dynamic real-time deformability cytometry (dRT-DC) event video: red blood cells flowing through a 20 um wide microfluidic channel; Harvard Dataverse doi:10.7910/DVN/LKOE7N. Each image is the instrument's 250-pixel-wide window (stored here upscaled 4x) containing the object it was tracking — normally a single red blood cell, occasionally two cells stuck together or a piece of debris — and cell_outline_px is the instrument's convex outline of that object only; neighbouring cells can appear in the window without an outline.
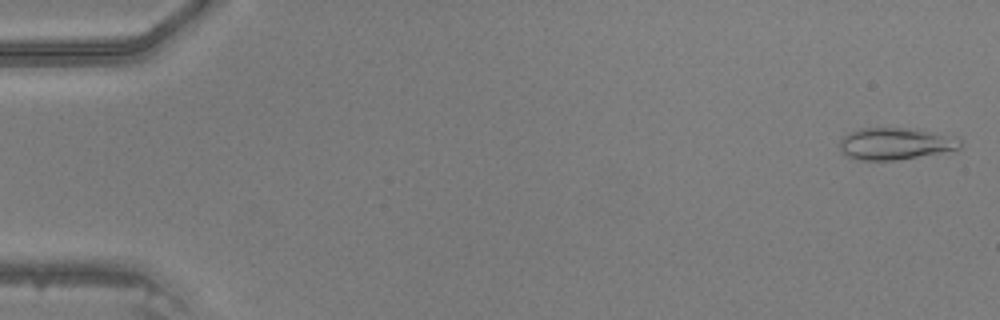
{"species": "common noctule bat (a hibernating species)", "species_latin": "Nyctalus noctula", "temperature_condition": "warm", "stored_images_in_passage": 46, "camera_frame_rate_fps": 3000, "um_per_image_px": 0.085, "animal": {"sex": "male", "body_mass_g": 20.5, "forearm_length_mm": 52.5}, "frame": {"image": 1, "passage_image": 1, "time_ms": 0.0, "image_size_px": [1000, 320], "cell_outline_px": [[960, 148], [896, 160], [860, 160], [848, 156], [840, 152], [840, 140], [844, 136], [860, 128], [908, 128], [928, 132], [960, 140]], "centroid_in_image_um": [75.98, 12.22], "position_along_channel_um": 9.0, "area_um2": 21.56}}
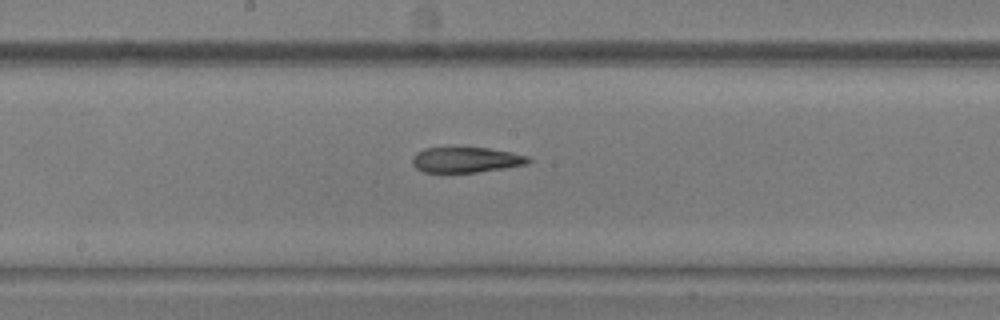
{"frame": {"image": 2, "passage_image": 25, "time_ms": 8.0, "image_size_px": [1000, 320], "cell_outline_px": [[532, 160], [528, 164], [504, 168], [476, 172], [424, 172], [416, 168], [412, 164], [412, 156], [416, 152], [424, 148], [452, 144], [456, 144], [488, 148], [512, 152], [528, 156]], "centroid_in_image_um": [39.56, 13.52], "position_along_channel_um": 208.6, "area_um2": 18.15}}
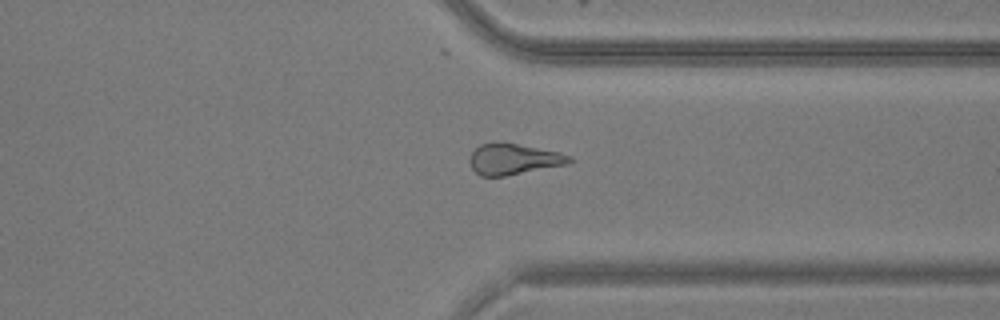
{"frame": {"image": 3, "passage_image": 36, "time_ms": 11.667, "image_size_px": [1000, 320], "cell_outline_px": [[572, 160], [568, 164], [504, 176], [480, 176], [472, 168], [468, 160], [472, 152], [480, 144], [492, 140], [500, 140], [560, 152], [572, 156]], "centroid_in_image_um": [43.62, 13.49], "position_along_channel_um": 367.8, "area_um2": 18.38}}